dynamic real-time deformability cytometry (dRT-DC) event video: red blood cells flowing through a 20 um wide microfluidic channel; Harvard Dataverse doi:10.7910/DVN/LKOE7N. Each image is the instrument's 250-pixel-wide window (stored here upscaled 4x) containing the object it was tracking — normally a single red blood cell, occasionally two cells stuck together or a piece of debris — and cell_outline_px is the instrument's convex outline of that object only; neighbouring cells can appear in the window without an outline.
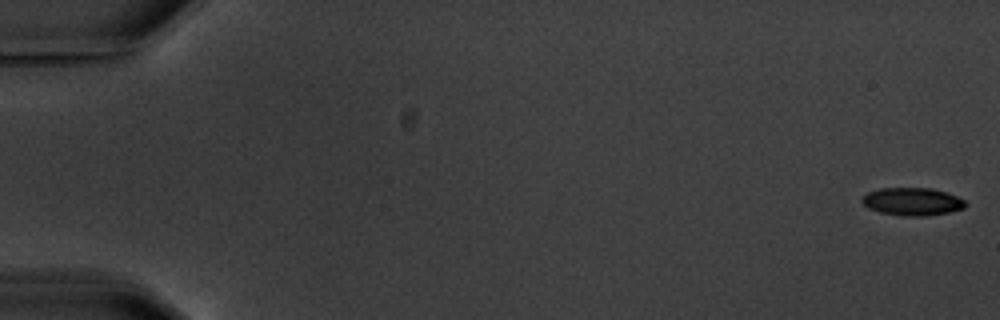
{"species": "common noctule bat (a hibernating species)", "species_latin": "Nyctalus noctula", "temperature_condition": "warm", "stored_images_in_passage": 7, "camera_frame_rate_fps": 3000, "um_per_image_px": 0.085, "animal": {"sex": "male", "body_mass_g": 20.1, "forearm_length_mm": 53.5}, "frame": {"image": 1, "passage_image": 1, "time_ms": 0.0, "image_size_px": [1000, 320], "cell_outline_px": [[968, 204], [964, 208], [948, 212], [924, 216], [900, 216], [880, 212], [868, 208], [860, 200], [860, 196], [868, 192], [880, 188], [932, 188], [956, 196], [964, 200]], "centroid_in_image_um": [77.51, 17.13], "position_along_channel_um": 7.5, "area_um2": 16.82}}
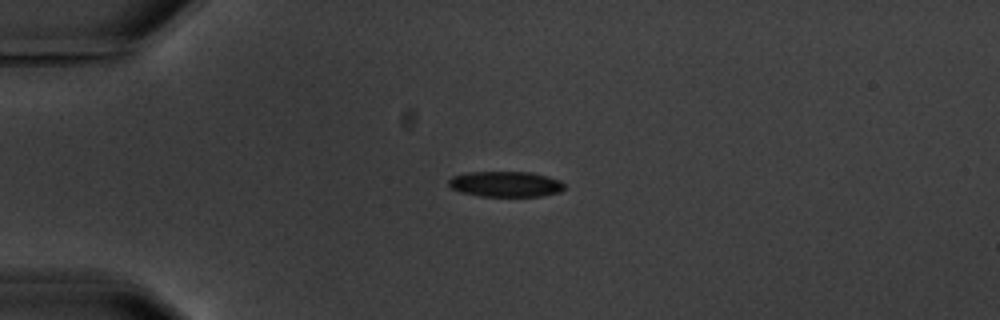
{"frame": {"image": 2, "passage_image": 5, "time_ms": 4.667, "image_size_px": [1000, 320], "cell_outline_px": [[564, 188], [560, 192], [544, 196], [480, 196], [460, 192], [452, 188], [448, 184], [448, 180], [452, 176], [468, 172], [532, 172], [548, 176], [560, 180], [564, 184]], "centroid_in_image_um": [42.99, 15.64], "position_along_channel_um": 42.0, "area_um2": 17.34}}
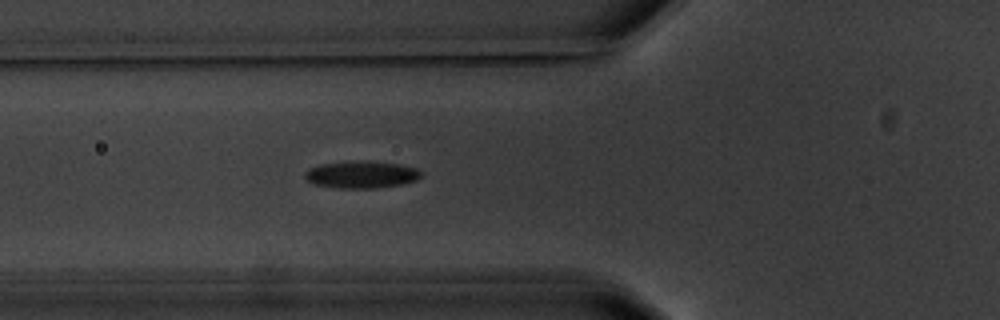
{"frame": {"image": 3, "passage_image": 7, "time_ms": 7.0, "image_size_px": [1000, 320], "cell_outline_px": [[424, 176], [416, 180], [400, 184], [376, 188], [336, 188], [316, 184], [308, 180], [304, 176], [304, 172], [308, 168], [320, 164], [400, 164], [416, 168], [424, 172]], "centroid_in_image_um": [30.76, 14.9], "position_along_channel_um": 95.0, "area_um2": 17.34}}